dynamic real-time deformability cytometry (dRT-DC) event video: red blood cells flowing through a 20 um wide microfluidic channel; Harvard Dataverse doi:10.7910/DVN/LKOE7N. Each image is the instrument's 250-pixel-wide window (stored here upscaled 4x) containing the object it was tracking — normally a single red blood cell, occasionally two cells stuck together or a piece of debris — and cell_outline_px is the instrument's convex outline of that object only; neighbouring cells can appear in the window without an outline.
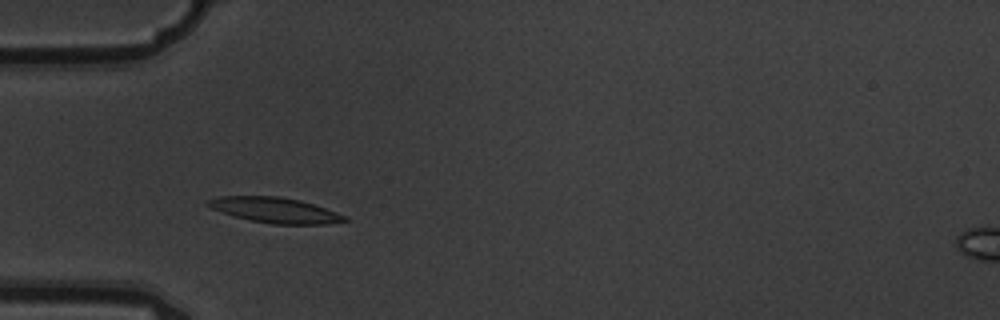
{"species": "common noctule bat (a hibernating species)", "species_latin": "Nyctalus noctula", "temperature_condition": "warm", "stored_images_in_passage": 3, "camera_frame_rate_fps": 3000, "um_per_image_px": 0.085, "animal": {"sex": "male", "body_mass_g": 19.5, "forearm_length_mm": 54.6}, "frame": {"image": 1, "passage_image": 3, "time_ms": 0.667, "image_size_px": [1000, 320], "cell_outline_px": [[348, 220], [324, 224], [272, 224], [252, 220], [236, 216], [212, 208], [204, 204], [208, 200], [220, 196], [280, 196], [300, 200], [348, 216]], "centroid_in_image_um": [23.39, 17.85], "position_along_channel_um": 61.6, "area_um2": 19.88}}